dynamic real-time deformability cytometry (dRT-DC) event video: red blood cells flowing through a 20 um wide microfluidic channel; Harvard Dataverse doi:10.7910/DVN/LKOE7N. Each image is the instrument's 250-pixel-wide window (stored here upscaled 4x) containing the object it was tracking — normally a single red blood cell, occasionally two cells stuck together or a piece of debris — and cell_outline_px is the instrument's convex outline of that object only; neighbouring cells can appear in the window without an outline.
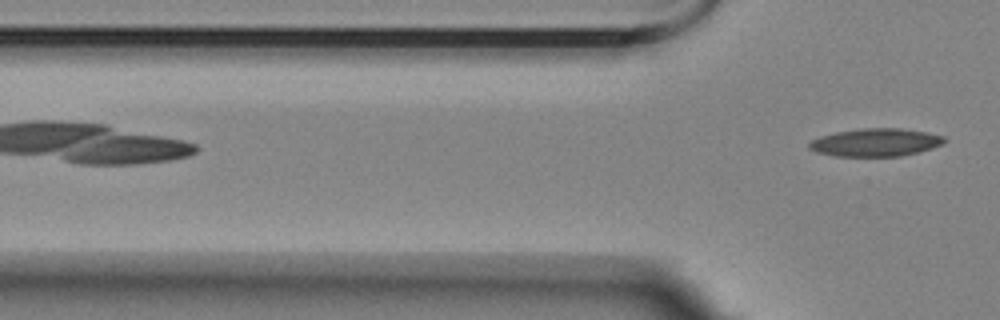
{"species": "Egyptian fruit bat (a non-hibernating species)", "species_latin": "Rousettus aegyptiacus", "temperature_condition": "room temperature", "stored_images_in_passage": 4, "camera_frame_rate_fps": 3000, "um_per_image_px": 0.085, "animal": {"sex": "female"}, "frame": {"image": 1, "passage_image": 4, "time_ms": 3.333, "image_size_px": [1000, 320], "cell_outline_px": [[948, 140], [932, 148], [900, 156], [836, 156], [816, 152], [808, 148], [808, 144], [812, 140], [820, 136], [836, 132], [864, 128], [900, 128], [928, 132], [944, 136]], "centroid_in_image_um": [74.42, 12.1], "position_along_channel_um": 51.4, "area_um2": 21.91}}